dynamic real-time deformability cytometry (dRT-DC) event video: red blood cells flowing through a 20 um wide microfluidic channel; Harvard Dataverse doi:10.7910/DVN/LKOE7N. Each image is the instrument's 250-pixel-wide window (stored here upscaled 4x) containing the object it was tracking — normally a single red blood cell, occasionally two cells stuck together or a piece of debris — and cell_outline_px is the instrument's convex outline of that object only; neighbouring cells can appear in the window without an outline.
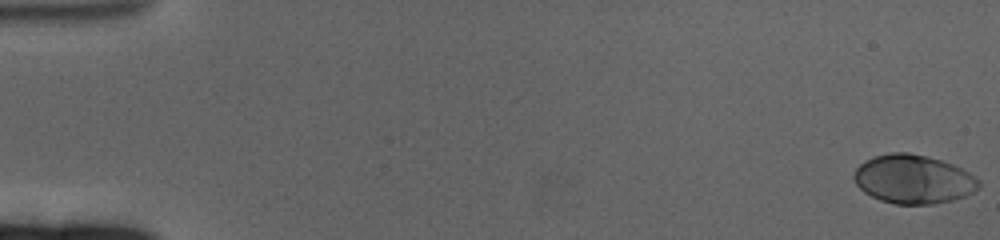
{"species": "human", "species_latin": "Homo sapiens", "temperature_condition": "cold", "stored_images_in_passage": 63, "camera_frame_rate_fps": 3000, "um_per_image_px": 0.085, "donor": {"sex": "female"}, "frame": {"image": 1, "passage_image": 1, "time_ms": 0.0, "image_size_px": [1000, 240], "cell_outline_px": [[980, 188], [964, 196], [952, 200], [932, 204], [896, 204], [880, 200], [864, 192], [856, 184], [852, 176], [856, 168], [864, 160], [872, 156], [888, 152], [908, 152], [928, 156], [952, 164], [976, 176], [980, 180]], "centroid_in_image_um": [77.62, 15.22], "position_along_channel_um": 7.4, "area_um2": 35.72}}
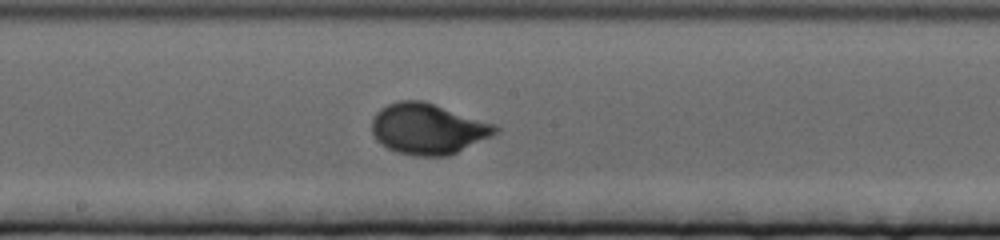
{"frame": {"image": 2, "passage_image": 35, "time_ms": 11.333, "image_size_px": [1000, 240], "cell_outline_px": [[500, 128], [492, 136], [448, 156], [416, 156], [396, 152], [380, 144], [376, 140], [372, 132], [372, 120], [376, 112], [380, 108], [388, 104], [400, 100], [424, 100], [492, 124]], "centroid_in_image_um": [36.32, 10.95], "position_along_channel_um": 211.9, "area_um2": 36.36}}
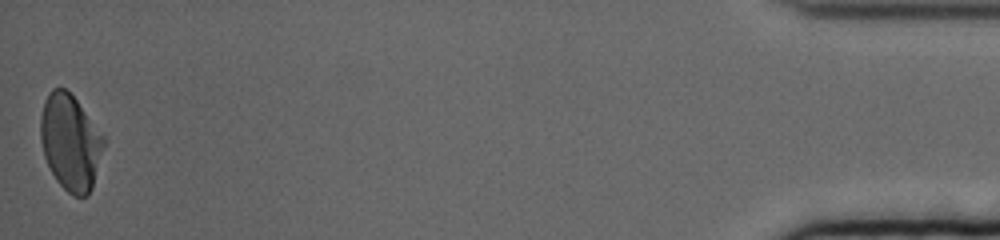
{"frame": {"image": 3, "passage_image": 63, "time_ms": 20.667, "image_size_px": [1000, 240], "cell_outline_px": [[104, 144], [92, 188], [88, 196], [72, 196], [56, 180], [44, 156], [40, 140], [40, 116], [44, 100], [48, 92], [52, 88], [64, 88], [76, 100], [104, 136]], "centroid_in_image_um": [5.96, 12.09], "position_along_channel_um": 429.2, "area_um2": 35.03}, "authors_computed_cell_mechanics": {"area_um2": 34.5066, "velocity_mm_per_s": 3.2523, "shape_relaxation_time_tau1_ms": 3.1462, "shape_relaxation_time_tau2_ms": null, "deformation_change_tau1": 0.177, "deformation_change_tau2": null}}